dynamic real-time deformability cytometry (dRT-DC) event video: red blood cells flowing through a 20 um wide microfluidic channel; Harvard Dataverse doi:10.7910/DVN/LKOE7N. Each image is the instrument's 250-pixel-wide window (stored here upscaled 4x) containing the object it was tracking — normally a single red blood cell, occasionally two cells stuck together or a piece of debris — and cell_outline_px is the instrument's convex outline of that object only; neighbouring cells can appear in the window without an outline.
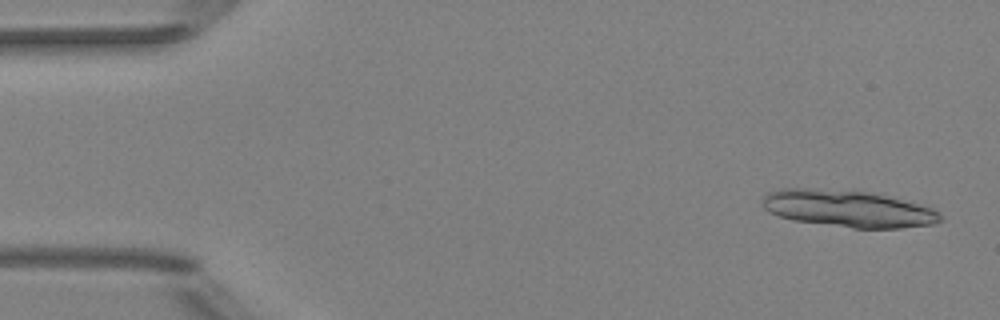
{"species": "Egyptian fruit bat (a non-hibernating species)", "species_latin": "Rousettus aegyptiacus", "temperature_condition": "room temperature", "stored_images_in_passage": 7, "camera_frame_rate_fps": 3000, "um_per_image_px": 0.085, "animal": {"sex": "female"}, "frame": {"image": 1, "passage_image": 1, "time_ms": 0.0, "image_size_px": [1000, 320], "cell_outline_px": [[944, 220], [936, 224], [900, 228], [852, 228], [792, 220], [768, 212], [760, 204], [764, 196], [768, 192], [780, 188], [812, 188], [872, 192], [932, 208], [940, 212], [944, 216]], "centroid_in_image_um": [72.08, 17.74], "position_along_channel_um": 12.9, "area_um2": 38.55}}
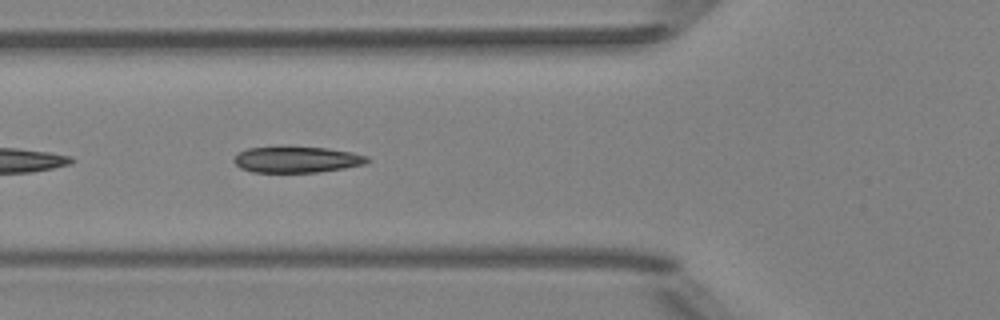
{"frame": {"image": 2, "passage_image": 6, "time_ms": 5.667, "image_size_px": [1000, 320], "cell_outline_px": [[372, 160], [364, 164], [344, 168], [320, 172], [252, 172], [240, 168], [232, 160], [236, 152], [248, 148], [280, 144], [284, 144], [328, 148], [352, 152], [368, 156]], "centroid_in_image_um": [25.18, 13.51], "position_along_channel_um": 100.6, "area_um2": 21.33}}
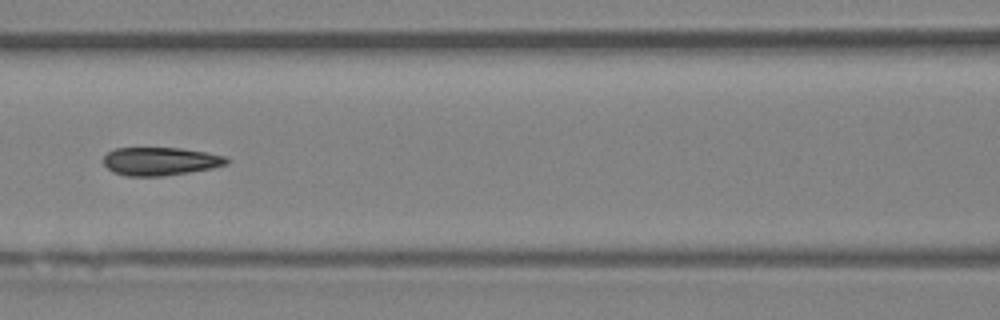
{"frame": {"image": 3, "passage_image": 7, "time_ms": 7.0, "image_size_px": [1000, 320], "cell_outline_px": [[228, 164], [212, 168], [164, 176], [124, 176], [112, 172], [104, 164], [104, 156], [108, 152], [116, 148], [180, 148], [204, 152], [224, 156], [228, 160]], "centroid_in_image_um": [13.59, 13.72], "position_along_channel_um": 153.0, "area_um2": 20.11}}